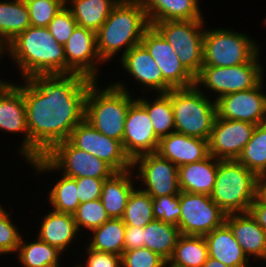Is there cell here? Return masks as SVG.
Here are the masks:
<instances>
[{
    "mask_svg": "<svg viewBox=\"0 0 266 267\" xmlns=\"http://www.w3.org/2000/svg\"><path fill=\"white\" fill-rule=\"evenodd\" d=\"M94 81L80 74L32 75L22 93L29 131V162L69 139L85 119V101Z\"/></svg>",
    "mask_w": 266,
    "mask_h": 267,
    "instance_id": "1",
    "label": "cell"
},
{
    "mask_svg": "<svg viewBox=\"0 0 266 267\" xmlns=\"http://www.w3.org/2000/svg\"><path fill=\"white\" fill-rule=\"evenodd\" d=\"M23 80L32 75L66 74L64 46L47 27L29 26L5 48Z\"/></svg>",
    "mask_w": 266,
    "mask_h": 267,
    "instance_id": "2",
    "label": "cell"
},
{
    "mask_svg": "<svg viewBox=\"0 0 266 267\" xmlns=\"http://www.w3.org/2000/svg\"><path fill=\"white\" fill-rule=\"evenodd\" d=\"M150 23L141 0H119L107 20L96 32L97 52L105 63L124 48L125 55L132 47L141 44Z\"/></svg>",
    "mask_w": 266,
    "mask_h": 267,
    "instance_id": "3",
    "label": "cell"
},
{
    "mask_svg": "<svg viewBox=\"0 0 266 267\" xmlns=\"http://www.w3.org/2000/svg\"><path fill=\"white\" fill-rule=\"evenodd\" d=\"M97 82L87 91L85 120L100 133L122 143L128 108L135 100L124 83L116 81L99 89Z\"/></svg>",
    "mask_w": 266,
    "mask_h": 267,
    "instance_id": "4",
    "label": "cell"
},
{
    "mask_svg": "<svg viewBox=\"0 0 266 267\" xmlns=\"http://www.w3.org/2000/svg\"><path fill=\"white\" fill-rule=\"evenodd\" d=\"M257 176L237 160H219L211 199L226 214L247 213L256 198Z\"/></svg>",
    "mask_w": 266,
    "mask_h": 267,
    "instance_id": "5",
    "label": "cell"
},
{
    "mask_svg": "<svg viewBox=\"0 0 266 267\" xmlns=\"http://www.w3.org/2000/svg\"><path fill=\"white\" fill-rule=\"evenodd\" d=\"M195 85L171 89L175 132L209 140L217 117L216 101Z\"/></svg>",
    "mask_w": 266,
    "mask_h": 267,
    "instance_id": "6",
    "label": "cell"
},
{
    "mask_svg": "<svg viewBox=\"0 0 266 267\" xmlns=\"http://www.w3.org/2000/svg\"><path fill=\"white\" fill-rule=\"evenodd\" d=\"M29 165L37 174L62 170L63 175L71 178H109L116 172L109 164L76 148L69 140L57 143L45 156L30 161Z\"/></svg>",
    "mask_w": 266,
    "mask_h": 267,
    "instance_id": "7",
    "label": "cell"
},
{
    "mask_svg": "<svg viewBox=\"0 0 266 267\" xmlns=\"http://www.w3.org/2000/svg\"><path fill=\"white\" fill-rule=\"evenodd\" d=\"M260 46L249 35L228 29H206L203 36V66L232 67L260 56Z\"/></svg>",
    "mask_w": 266,
    "mask_h": 267,
    "instance_id": "8",
    "label": "cell"
},
{
    "mask_svg": "<svg viewBox=\"0 0 266 267\" xmlns=\"http://www.w3.org/2000/svg\"><path fill=\"white\" fill-rule=\"evenodd\" d=\"M151 26L172 46L181 64L195 78L203 66L204 20L162 21Z\"/></svg>",
    "mask_w": 266,
    "mask_h": 267,
    "instance_id": "9",
    "label": "cell"
},
{
    "mask_svg": "<svg viewBox=\"0 0 266 267\" xmlns=\"http://www.w3.org/2000/svg\"><path fill=\"white\" fill-rule=\"evenodd\" d=\"M257 56L252 62L232 67H201L199 74L195 77L197 88H206L218 94L216 101L223 95L245 91L256 87L263 80L264 68ZM202 86V87H201Z\"/></svg>",
    "mask_w": 266,
    "mask_h": 267,
    "instance_id": "10",
    "label": "cell"
},
{
    "mask_svg": "<svg viewBox=\"0 0 266 267\" xmlns=\"http://www.w3.org/2000/svg\"><path fill=\"white\" fill-rule=\"evenodd\" d=\"M180 207L177 227L182 235L205 236L225 222L226 214L210 195L180 191Z\"/></svg>",
    "mask_w": 266,
    "mask_h": 267,
    "instance_id": "11",
    "label": "cell"
},
{
    "mask_svg": "<svg viewBox=\"0 0 266 267\" xmlns=\"http://www.w3.org/2000/svg\"><path fill=\"white\" fill-rule=\"evenodd\" d=\"M76 148L84 150L109 164L116 172L132 169L122 143L96 130L85 119L71 132L68 139Z\"/></svg>",
    "mask_w": 266,
    "mask_h": 267,
    "instance_id": "12",
    "label": "cell"
},
{
    "mask_svg": "<svg viewBox=\"0 0 266 267\" xmlns=\"http://www.w3.org/2000/svg\"><path fill=\"white\" fill-rule=\"evenodd\" d=\"M136 166V167H135ZM139 172L135 178L140 179V190L152 198L163 195H179L178 167L157 152L141 155L132 161V169Z\"/></svg>",
    "mask_w": 266,
    "mask_h": 267,
    "instance_id": "13",
    "label": "cell"
},
{
    "mask_svg": "<svg viewBox=\"0 0 266 267\" xmlns=\"http://www.w3.org/2000/svg\"><path fill=\"white\" fill-rule=\"evenodd\" d=\"M261 81L256 87L223 95L216 100L217 116L260 125L266 123V94Z\"/></svg>",
    "mask_w": 266,
    "mask_h": 267,
    "instance_id": "14",
    "label": "cell"
},
{
    "mask_svg": "<svg viewBox=\"0 0 266 267\" xmlns=\"http://www.w3.org/2000/svg\"><path fill=\"white\" fill-rule=\"evenodd\" d=\"M64 55L66 74H80L97 81V66L104 62L97 52L96 32L77 25L64 45Z\"/></svg>",
    "mask_w": 266,
    "mask_h": 267,
    "instance_id": "15",
    "label": "cell"
},
{
    "mask_svg": "<svg viewBox=\"0 0 266 267\" xmlns=\"http://www.w3.org/2000/svg\"><path fill=\"white\" fill-rule=\"evenodd\" d=\"M256 125L216 117L208 140L209 155L219 160H237Z\"/></svg>",
    "mask_w": 266,
    "mask_h": 267,
    "instance_id": "16",
    "label": "cell"
},
{
    "mask_svg": "<svg viewBox=\"0 0 266 267\" xmlns=\"http://www.w3.org/2000/svg\"><path fill=\"white\" fill-rule=\"evenodd\" d=\"M162 71L163 79L173 88H189L195 85V78L184 68L172 46L162 35L150 26L141 40Z\"/></svg>",
    "mask_w": 266,
    "mask_h": 267,
    "instance_id": "17",
    "label": "cell"
},
{
    "mask_svg": "<svg viewBox=\"0 0 266 267\" xmlns=\"http://www.w3.org/2000/svg\"><path fill=\"white\" fill-rule=\"evenodd\" d=\"M134 99L128 108L122 139L123 149L131 161L144 154L156 153L160 141L147 110Z\"/></svg>",
    "mask_w": 266,
    "mask_h": 267,
    "instance_id": "18",
    "label": "cell"
},
{
    "mask_svg": "<svg viewBox=\"0 0 266 267\" xmlns=\"http://www.w3.org/2000/svg\"><path fill=\"white\" fill-rule=\"evenodd\" d=\"M0 130L10 133L22 132L24 134L19 153L29 163V131L21 84L9 83L0 92Z\"/></svg>",
    "mask_w": 266,
    "mask_h": 267,
    "instance_id": "19",
    "label": "cell"
},
{
    "mask_svg": "<svg viewBox=\"0 0 266 267\" xmlns=\"http://www.w3.org/2000/svg\"><path fill=\"white\" fill-rule=\"evenodd\" d=\"M120 60L122 67L144 87L145 92L167 93L173 89L163 79L161 69L142 44L132 47Z\"/></svg>",
    "mask_w": 266,
    "mask_h": 267,
    "instance_id": "20",
    "label": "cell"
},
{
    "mask_svg": "<svg viewBox=\"0 0 266 267\" xmlns=\"http://www.w3.org/2000/svg\"><path fill=\"white\" fill-rule=\"evenodd\" d=\"M157 153L180 167L207 158L208 140L173 132L160 139Z\"/></svg>",
    "mask_w": 266,
    "mask_h": 267,
    "instance_id": "21",
    "label": "cell"
},
{
    "mask_svg": "<svg viewBox=\"0 0 266 267\" xmlns=\"http://www.w3.org/2000/svg\"><path fill=\"white\" fill-rule=\"evenodd\" d=\"M225 223L249 260L252 256L266 261V231L249 212L228 214Z\"/></svg>",
    "mask_w": 266,
    "mask_h": 267,
    "instance_id": "22",
    "label": "cell"
},
{
    "mask_svg": "<svg viewBox=\"0 0 266 267\" xmlns=\"http://www.w3.org/2000/svg\"><path fill=\"white\" fill-rule=\"evenodd\" d=\"M217 171L218 159L212 155L204 160L178 167L180 191L211 195Z\"/></svg>",
    "mask_w": 266,
    "mask_h": 267,
    "instance_id": "23",
    "label": "cell"
},
{
    "mask_svg": "<svg viewBox=\"0 0 266 267\" xmlns=\"http://www.w3.org/2000/svg\"><path fill=\"white\" fill-rule=\"evenodd\" d=\"M150 25L162 21L204 20L198 0H141Z\"/></svg>",
    "mask_w": 266,
    "mask_h": 267,
    "instance_id": "24",
    "label": "cell"
},
{
    "mask_svg": "<svg viewBox=\"0 0 266 267\" xmlns=\"http://www.w3.org/2000/svg\"><path fill=\"white\" fill-rule=\"evenodd\" d=\"M132 170L115 172L103 182L100 200L112 219L122 217L128 198L136 188L132 181L135 178Z\"/></svg>",
    "mask_w": 266,
    "mask_h": 267,
    "instance_id": "25",
    "label": "cell"
},
{
    "mask_svg": "<svg viewBox=\"0 0 266 267\" xmlns=\"http://www.w3.org/2000/svg\"><path fill=\"white\" fill-rule=\"evenodd\" d=\"M204 237L209 257L228 267H241L250 262L225 222Z\"/></svg>",
    "mask_w": 266,
    "mask_h": 267,
    "instance_id": "26",
    "label": "cell"
},
{
    "mask_svg": "<svg viewBox=\"0 0 266 267\" xmlns=\"http://www.w3.org/2000/svg\"><path fill=\"white\" fill-rule=\"evenodd\" d=\"M50 211L43 217L37 237L63 253L80 232L73 215Z\"/></svg>",
    "mask_w": 266,
    "mask_h": 267,
    "instance_id": "27",
    "label": "cell"
},
{
    "mask_svg": "<svg viewBox=\"0 0 266 267\" xmlns=\"http://www.w3.org/2000/svg\"><path fill=\"white\" fill-rule=\"evenodd\" d=\"M118 2L119 0H65V5L78 26L97 32Z\"/></svg>",
    "mask_w": 266,
    "mask_h": 267,
    "instance_id": "28",
    "label": "cell"
},
{
    "mask_svg": "<svg viewBox=\"0 0 266 267\" xmlns=\"http://www.w3.org/2000/svg\"><path fill=\"white\" fill-rule=\"evenodd\" d=\"M29 26V14L24 2L0 1V44L4 48Z\"/></svg>",
    "mask_w": 266,
    "mask_h": 267,
    "instance_id": "29",
    "label": "cell"
},
{
    "mask_svg": "<svg viewBox=\"0 0 266 267\" xmlns=\"http://www.w3.org/2000/svg\"><path fill=\"white\" fill-rule=\"evenodd\" d=\"M180 235L177 226L153 220L143 228L144 247L169 261Z\"/></svg>",
    "mask_w": 266,
    "mask_h": 267,
    "instance_id": "30",
    "label": "cell"
},
{
    "mask_svg": "<svg viewBox=\"0 0 266 267\" xmlns=\"http://www.w3.org/2000/svg\"><path fill=\"white\" fill-rule=\"evenodd\" d=\"M137 101L147 110L156 136L161 139L175 132L174 113L171 104V90L158 93L156 98L149 101L136 97Z\"/></svg>",
    "mask_w": 266,
    "mask_h": 267,
    "instance_id": "31",
    "label": "cell"
},
{
    "mask_svg": "<svg viewBox=\"0 0 266 267\" xmlns=\"http://www.w3.org/2000/svg\"><path fill=\"white\" fill-rule=\"evenodd\" d=\"M204 236L180 235L169 262L178 267H202L208 259Z\"/></svg>",
    "mask_w": 266,
    "mask_h": 267,
    "instance_id": "32",
    "label": "cell"
},
{
    "mask_svg": "<svg viewBox=\"0 0 266 267\" xmlns=\"http://www.w3.org/2000/svg\"><path fill=\"white\" fill-rule=\"evenodd\" d=\"M18 261L21 262L22 267H60V254L56 247L40 240L38 237L32 243H27L21 237L18 246Z\"/></svg>",
    "mask_w": 266,
    "mask_h": 267,
    "instance_id": "33",
    "label": "cell"
},
{
    "mask_svg": "<svg viewBox=\"0 0 266 267\" xmlns=\"http://www.w3.org/2000/svg\"><path fill=\"white\" fill-rule=\"evenodd\" d=\"M88 248L114 253L119 256L124 252L125 224L121 218H110L103 225L92 230Z\"/></svg>",
    "mask_w": 266,
    "mask_h": 267,
    "instance_id": "34",
    "label": "cell"
},
{
    "mask_svg": "<svg viewBox=\"0 0 266 267\" xmlns=\"http://www.w3.org/2000/svg\"><path fill=\"white\" fill-rule=\"evenodd\" d=\"M237 161L257 177L266 175V123L256 125Z\"/></svg>",
    "mask_w": 266,
    "mask_h": 267,
    "instance_id": "35",
    "label": "cell"
},
{
    "mask_svg": "<svg viewBox=\"0 0 266 267\" xmlns=\"http://www.w3.org/2000/svg\"><path fill=\"white\" fill-rule=\"evenodd\" d=\"M121 219L125 225L144 228L148 223L155 220L153 198L136 187L128 198Z\"/></svg>",
    "mask_w": 266,
    "mask_h": 267,
    "instance_id": "36",
    "label": "cell"
},
{
    "mask_svg": "<svg viewBox=\"0 0 266 267\" xmlns=\"http://www.w3.org/2000/svg\"><path fill=\"white\" fill-rule=\"evenodd\" d=\"M61 177L48 193L49 203L53 211L73 215L81 204L77 197L76 178L63 174Z\"/></svg>",
    "mask_w": 266,
    "mask_h": 267,
    "instance_id": "37",
    "label": "cell"
},
{
    "mask_svg": "<svg viewBox=\"0 0 266 267\" xmlns=\"http://www.w3.org/2000/svg\"><path fill=\"white\" fill-rule=\"evenodd\" d=\"M73 217L79 231L81 228L92 231L110 219L100 198L81 203Z\"/></svg>",
    "mask_w": 266,
    "mask_h": 267,
    "instance_id": "38",
    "label": "cell"
},
{
    "mask_svg": "<svg viewBox=\"0 0 266 267\" xmlns=\"http://www.w3.org/2000/svg\"><path fill=\"white\" fill-rule=\"evenodd\" d=\"M25 4L30 24L36 27H47L49 22L65 6V0H34Z\"/></svg>",
    "mask_w": 266,
    "mask_h": 267,
    "instance_id": "39",
    "label": "cell"
},
{
    "mask_svg": "<svg viewBox=\"0 0 266 267\" xmlns=\"http://www.w3.org/2000/svg\"><path fill=\"white\" fill-rule=\"evenodd\" d=\"M153 215L155 220L178 226L181 215L180 193L153 198Z\"/></svg>",
    "mask_w": 266,
    "mask_h": 267,
    "instance_id": "40",
    "label": "cell"
},
{
    "mask_svg": "<svg viewBox=\"0 0 266 267\" xmlns=\"http://www.w3.org/2000/svg\"><path fill=\"white\" fill-rule=\"evenodd\" d=\"M11 212L0 206V255L17 253L22 234L18 231L10 217Z\"/></svg>",
    "mask_w": 266,
    "mask_h": 267,
    "instance_id": "41",
    "label": "cell"
},
{
    "mask_svg": "<svg viewBox=\"0 0 266 267\" xmlns=\"http://www.w3.org/2000/svg\"><path fill=\"white\" fill-rule=\"evenodd\" d=\"M77 25L71 11L65 5L49 22L47 28L53 38L64 46Z\"/></svg>",
    "mask_w": 266,
    "mask_h": 267,
    "instance_id": "42",
    "label": "cell"
},
{
    "mask_svg": "<svg viewBox=\"0 0 266 267\" xmlns=\"http://www.w3.org/2000/svg\"><path fill=\"white\" fill-rule=\"evenodd\" d=\"M165 260L146 247L124 251L121 267H164Z\"/></svg>",
    "mask_w": 266,
    "mask_h": 267,
    "instance_id": "43",
    "label": "cell"
},
{
    "mask_svg": "<svg viewBox=\"0 0 266 267\" xmlns=\"http://www.w3.org/2000/svg\"><path fill=\"white\" fill-rule=\"evenodd\" d=\"M107 178H76L78 199L80 203L93 201L101 197L102 185Z\"/></svg>",
    "mask_w": 266,
    "mask_h": 267,
    "instance_id": "44",
    "label": "cell"
},
{
    "mask_svg": "<svg viewBox=\"0 0 266 267\" xmlns=\"http://www.w3.org/2000/svg\"><path fill=\"white\" fill-rule=\"evenodd\" d=\"M87 252V259L85 260V267H121V256L109 253L99 252L88 247L85 248ZM79 267H83L82 263L77 264Z\"/></svg>",
    "mask_w": 266,
    "mask_h": 267,
    "instance_id": "45",
    "label": "cell"
},
{
    "mask_svg": "<svg viewBox=\"0 0 266 267\" xmlns=\"http://www.w3.org/2000/svg\"><path fill=\"white\" fill-rule=\"evenodd\" d=\"M143 247V228L125 225L124 251Z\"/></svg>",
    "mask_w": 266,
    "mask_h": 267,
    "instance_id": "46",
    "label": "cell"
},
{
    "mask_svg": "<svg viewBox=\"0 0 266 267\" xmlns=\"http://www.w3.org/2000/svg\"><path fill=\"white\" fill-rule=\"evenodd\" d=\"M248 212L256 220L257 224L266 231V205L256 197Z\"/></svg>",
    "mask_w": 266,
    "mask_h": 267,
    "instance_id": "47",
    "label": "cell"
},
{
    "mask_svg": "<svg viewBox=\"0 0 266 267\" xmlns=\"http://www.w3.org/2000/svg\"><path fill=\"white\" fill-rule=\"evenodd\" d=\"M256 197L266 205V175L257 178Z\"/></svg>",
    "mask_w": 266,
    "mask_h": 267,
    "instance_id": "48",
    "label": "cell"
},
{
    "mask_svg": "<svg viewBox=\"0 0 266 267\" xmlns=\"http://www.w3.org/2000/svg\"><path fill=\"white\" fill-rule=\"evenodd\" d=\"M202 267H228L225 264L219 262L217 259L208 257L206 262L202 265Z\"/></svg>",
    "mask_w": 266,
    "mask_h": 267,
    "instance_id": "49",
    "label": "cell"
},
{
    "mask_svg": "<svg viewBox=\"0 0 266 267\" xmlns=\"http://www.w3.org/2000/svg\"><path fill=\"white\" fill-rule=\"evenodd\" d=\"M9 84V82L5 80L0 79V92Z\"/></svg>",
    "mask_w": 266,
    "mask_h": 267,
    "instance_id": "50",
    "label": "cell"
},
{
    "mask_svg": "<svg viewBox=\"0 0 266 267\" xmlns=\"http://www.w3.org/2000/svg\"><path fill=\"white\" fill-rule=\"evenodd\" d=\"M5 53L4 47L0 44V59L2 58V55Z\"/></svg>",
    "mask_w": 266,
    "mask_h": 267,
    "instance_id": "51",
    "label": "cell"
},
{
    "mask_svg": "<svg viewBox=\"0 0 266 267\" xmlns=\"http://www.w3.org/2000/svg\"><path fill=\"white\" fill-rule=\"evenodd\" d=\"M164 267H178V266H175V265L171 264L169 261H166L164 264Z\"/></svg>",
    "mask_w": 266,
    "mask_h": 267,
    "instance_id": "52",
    "label": "cell"
},
{
    "mask_svg": "<svg viewBox=\"0 0 266 267\" xmlns=\"http://www.w3.org/2000/svg\"><path fill=\"white\" fill-rule=\"evenodd\" d=\"M249 263H251V261L250 262H248V263H246L245 265H243V266H241V267H253V266H250V264Z\"/></svg>",
    "mask_w": 266,
    "mask_h": 267,
    "instance_id": "53",
    "label": "cell"
},
{
    "mask_svg": "<svg viewBox=\"0 0 266 267\" xmlns=\"http://www.w3.org/2000/svg\"><path fill=\"white\" fill-rule=\"evenodd\" d=\"M19 1H22L24 3H28V2H31V1H34V0H19Z\"/></svg>",
    "mask_w": 266,
    "mask_h": 267,
    "instance_id": "54",
    "label": "cell"
}]
</instances>
